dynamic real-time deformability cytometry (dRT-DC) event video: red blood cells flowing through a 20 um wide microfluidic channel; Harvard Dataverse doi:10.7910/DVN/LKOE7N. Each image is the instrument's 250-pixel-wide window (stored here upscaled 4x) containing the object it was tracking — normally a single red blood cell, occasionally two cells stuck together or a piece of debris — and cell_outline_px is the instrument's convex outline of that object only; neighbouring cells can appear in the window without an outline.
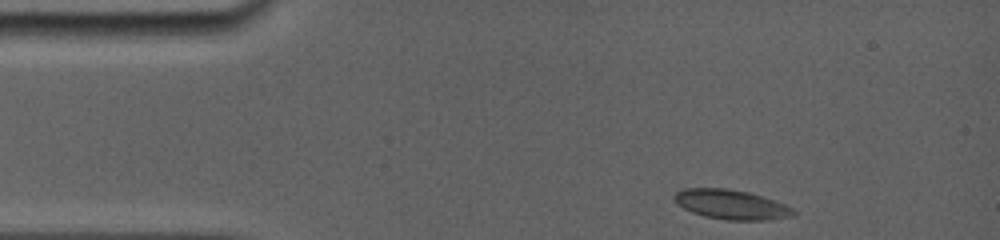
{"species": "common noctule bat (a hibernating species)", "species_latin": "Nyctalus noctula", "temperature_condition": "room temperature", "stored_images_in_passage": 56, "camera_frame_rate_fps": 5000, "um_per_image_px": 0.085, "animal": {"sex": "female", "body_mass_g": 19.0, "forearm_length_mm": 56.7}, "frame": {"image": 1, "passage_image": 1, "time_ms": 0.0, "image_size_px": [1000, 240], "cell_outline_px": [[796, 216], [768, 220], [728, 220], [704, 216], [692, 212], [684, 208], [672, 196], [680, 188], [728, 188], [748, 192], [776, 200], [792, 208], [796, 212]], "centroid_in_image_um": [62.19, 17.38], "position_along_channel_um": 22.8, "area_um2": 20.63}}
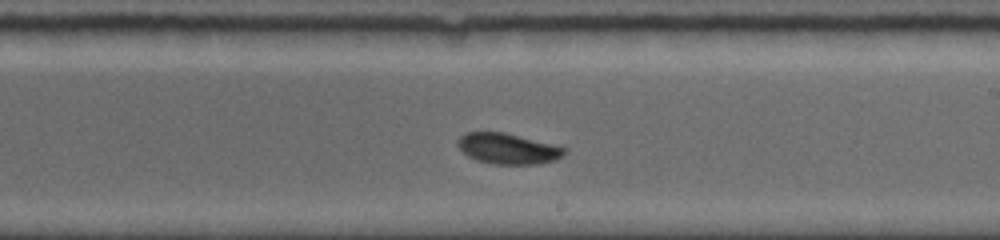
{"frame": {"image": 2, "passage_image": 32, "time_ms": 7.4, "image_size_px": [1000, 240], "cell_outline_px": [[568, 148], [556, 160], [536, 164], [492, 164], [476, 160], [468, 156], [456, 144], [456, 140], [460, 136], [468, 132], [504, 132]], "centroid_in_image_um": [43.14, 12.63], "position_along_channel_um": 245.9, "area_um2": 18.96}}
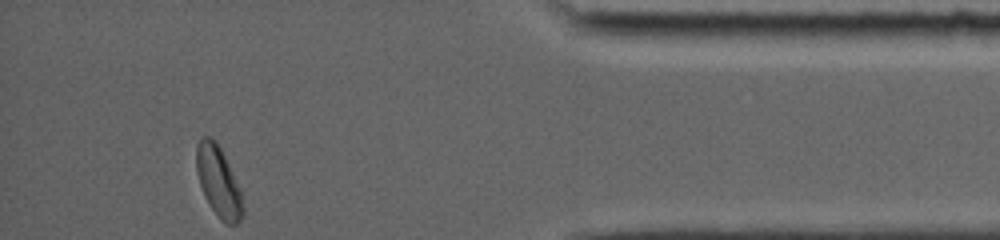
{"frame": {"image": 3, "passage_image": 56, "time_ms": 12.6, "image_size_px": [1000, 240], "cell_outline_px": [[244, 216], [236, 224], [224, 224], [220, 220], [208, 204], [204, 196], [200, 184], [196, 168], [196, 144], [200, 136], [208, 136], [220, 148], [240, 188], [244, 208]], "centroid_in_image_um": [18.57, 15.49], "position_along_channel_um": 416.6, "area_um2": 19.07}, "authors_computed_cell_mechanics": {"area_um2": 19.4497, "velocity_mm_per_s": 3.8516, "shape_relaxation_time_tau1_ms": 4.2324, "shape_relaxation_time_tau2_ms": null, "deformation_change_tau1": 0.1185, "deformation_change_tau2": null}}